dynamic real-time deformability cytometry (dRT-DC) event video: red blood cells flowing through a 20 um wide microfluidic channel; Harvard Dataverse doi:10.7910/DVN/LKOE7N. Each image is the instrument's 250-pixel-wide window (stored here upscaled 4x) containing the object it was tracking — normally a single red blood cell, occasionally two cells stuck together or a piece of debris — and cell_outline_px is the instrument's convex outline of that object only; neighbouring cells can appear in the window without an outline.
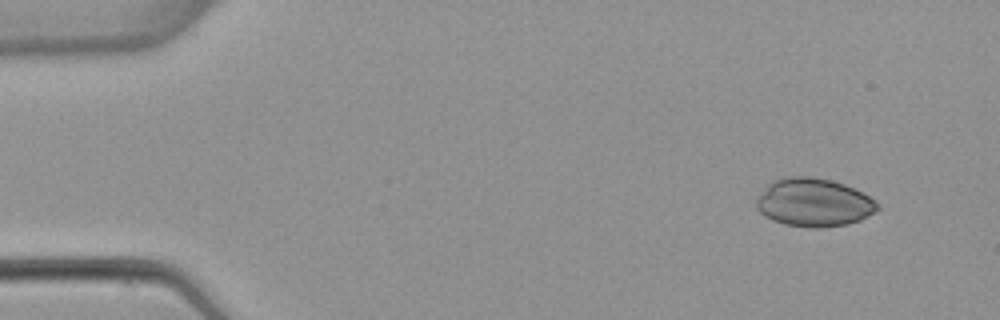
{"species": "common noctule bat (a hibernating species)", "species_latin": "Nyctalus noctula", "temperature_condition": "warm", "stored_images_in_passage": 4, "camera_frame_rate_fps": 3000, "um_per_image_px": 0.085, "animal": {"sex": "female", "body_mass_g": 22.7, "forearm_length_mm": 54.2}, "frame": {"image": 1, "passage_image": 1, "time_ms": 0.0, "image_size_px": [1000, 320], "cell_outline_px": [[880, 208], [876, 212], [860, 220], [848, 224], [816, 228], [812, 228], [784, 224], [772, 220], [764, 216], [756, 208], [756, 200], [760, 192], [772, 180], [784, 176], [812, 176], [832, 180], [844, 184], [876, 200], [880, 204]], "centroid_in_image_um": [69.16, 17.2], "position_along_channel_um": 15.8, "area_um2": 34.39}}